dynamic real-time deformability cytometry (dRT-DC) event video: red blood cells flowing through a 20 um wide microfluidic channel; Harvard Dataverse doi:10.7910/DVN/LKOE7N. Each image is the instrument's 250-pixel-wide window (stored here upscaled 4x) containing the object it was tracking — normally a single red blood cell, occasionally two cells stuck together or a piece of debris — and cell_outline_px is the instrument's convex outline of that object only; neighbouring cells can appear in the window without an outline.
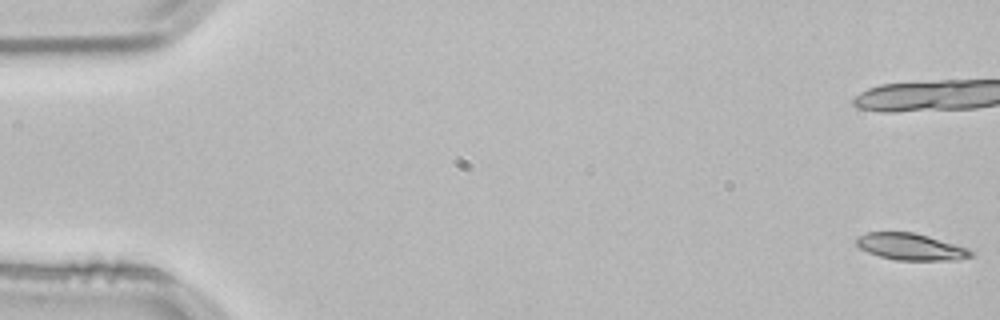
{"species": "common noctule bat (a hibernating species)", "species_latin": "Nyctalus noctula", "temperature_condition": "room temperature", "stored_images_in_passage": 22, "camera_frame_rate_fps": 3000, "um_per_image_px": 0.085, "animal": {"sex": "male", "body_mass_g": 21.5, "forearm_length_mm": 52.0}, "frame": {"image": 1, "passage_image": 1, "time_ms": 0.0, "image_size_px": [1000, 320], "cell_outline_px": [[976, 252], [972, 256], [956, 260], [896, 260], [880, 256], [868, 252], [860, 248], [856, 244], [856, 236], [868, 232], [912, 232], [928, 236], [968, 248]], "centroid_in_image_um": [77.42, 20.97], "position_along_channel_um": 7.6, "area_um2": 17.8}}